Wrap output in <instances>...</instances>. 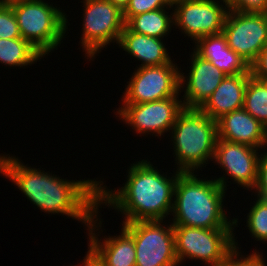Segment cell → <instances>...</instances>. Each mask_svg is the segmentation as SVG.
<instances>
[{
	"mask_svg": "<svg viewBox=\"0 0 267 266\" xmlns=\"http://www.w3.org/2000/svg\"><path fill=\"white\" fill-rule=\"evenodd\" d=\"M262 151L264 152L260 153L257 182L252 191L256 197L267 199V150Z\"/></svg>",
	"mask_w": 267,
	"mask_h": 266,
	"instance_id": "obj_28",
	"label": "cell"
},
{
	"mask_svg": "<svg viewBox=\"0 0 267 266\" xmlns=\"http://www.w3.org/2000/svg\"><path fill=\"white\" fill-rule=\"evenodd\" d=\"M194 173L181 172L178 175L171 213L172 225L235 229L238 226V218L229 219L223 200L229 182L227 180L230 178L224 174L214 180L207 177L202 179L197 178L199 175Z\"/></svg>",
	"mask_w": 267,
	"mask_h": 266,
	"instance_id": "obj_3",
	"label": "cell"
},
{
	"mask_svg": "<svg viewBox=\"0 0 267 266\" xmlns=\"http://www.w3.org/2000/svg\"><path fill=\"white\" fill-rule=\"evenodd\" d=\"M47 2L22 0L10 5L16 16L21 37L43 56L58 49L70 25L67 24L68 16L65 11Z\"/></svg>",
	"mask_w": 267,
	"mask_h": 266,
	"instance_id": "obj_5",
	"label": "cell"
},
{
	"mask_svg": "<svg viewBox=\"0 0 267 266\" xmlns=\"http://www.w3.org/2000/svg\"><path fill=\"white\" fill-rule=\"evenodd\" d=\"M239 242H236L234 235V251L219 266H266L263 255L259 250H254L250 255H242L239 250ZM240 251V252H239Z\"/></svg>",
	"mask_w": 267,
	"mask_h": 266,
	"instance_id": "obj_24",
	"label": "cell"
},
{
	"mask_svg": "<svg viewBox=\"0 0 267 266\" xmlns=\"http://www.w3.org/2000/svg\"><path fill=\"white\" fill-rule=\"evenodd\" d=\"M193 44V51L201 58L210 61L226 75L251 73L250 66L228 45L223 33L204 36Z\"/></svg>",
	"mask_w": 267,
	"mask_h": 266,
	"instance_id": "obj_18",
	"label": "cell"
},
{
	"mask_svg": "<svg viewBox=\"0 0 267 266\" xmlns=\"http://www.w3.org/2000/svg\"><path fill=\"white\" fill-rule=\"evenodd\" d=\"M175 64L135 68L125 85L122 104H142L179 96L181 66Z\"/></svg>",
	"mask_w": 267,
	"mask_h": 266,
	"instance_id": "obj_9",
	"label": "cell"
},
{
	"mask_svg": "<svg viewBox=\"0 0 267 266\" xmlns=\"http://www.w3.org/2000/svg\"><path fill=\"white\" fill-rule=\"evenodd\" d=\"M189 57L191 59V66H188L190 70H187L189 72L185 76L180 71V92L184 91L181 97L182 104L186 108L200 109L227 75L194 51Z\"/></svg>",
	"mask_w": 267,
	"mask_h": 266,
	"instance_id": "obj_14",
	"label": "cell"
},
{
	"mask_svg": "<svg viewBox=\"0 0 267 266\" xmlns=\"http://www.w3.org/2000/svg\"><path fill=\"white\" fill-rule=\"evenodd\" d=\"M168 1V3L170 4V5H174V4H176V3H178V2H181V1H184V0H167Z\"/></svg>",
	"mask_w": 267,
	"mask_h": 266,
	"instance_id": "obj_34",
	"label": "cell"
},
{
	"mask_svg": "<svg viewBox=\"0 0 267 266\" xmlns=\"http://www.w3.org/2000/svg\"><path fill=\"white\" fill-rule=\"evenodd\" d=\"M222 33L227 45L251 66L267 44V13L229 10Z\"/></svg>",
	"mask_w": 267,
	"mask_h": 266,
	"instance_id": "obj_12",
	"label": "cell"
},
{
	"mask_svg": "<svg viewBox=\"0 0 267 266\" xmlns=\"http://www.w3.org/2000/svg\"><path fill=\"white\" fill-rule=\"evenodd\" d=\"M171 9L173 10L172 5L137 14L132 16L125 25L135 33L164 39L171 32V27L174 28L173 11L169 15Z\"/></svg>",
	"mask_w": 267,
	"mask_h": 266,
	"instance_id": "obj_20",
	"label": "cell"
},
{
	"mask_svg": "<svg viewBox=\"0 0 267 266\" xmlns=\"http://www.w3.org/2000/svg\"><path fill=\"white\" fill-rule=\"evenodd\" d=\"M44 56L23 38L0 39V63L9 67H23L40 61Z\"/></svg>",
	"mask_w": 267,
	"mask_h": 266,
	"instance_id": "obj_21",
	"label": "cell"
},
{
	"mask_svg": "<svg viewBox=\"0 0 267 266\" xmlns=\"http://www.w3.org/2000/svg\"><path fill=\"white\" fill-rule=\"evenodd\" d=\"M85 257H83V262L81 265L74 266H105L104 263L99 259V257L88 247ZM73 266V265H71Z\"/></svg>",
	"mask_w": 267,
	"mask_h": 266,
	"instance_id": "obj_30",
	"label": "cell"
},
{
	"mask_svg": "<svg viewBox=\"0 0 267 266\" xmlns=\"http://www.w3.org/2000/svg\"><path fill=\"white\" fill-rule=\"evenodd\" d=\"M256 78L267 90V76H253Z\"/></svg>",
	"mask_w": 267,
	"mask_h": 266,
	"instance_id": "obj_32",
	"label": "cell"
},
{
	"mask_svg": "<svg viewBox=\"0 0 267 266\" xmlns=\"http://www.w3.org/2000/svg\"><path fill=\"white\" fill-rule=\"evenodd\" d=\"M255 200L247 214L246 226L251 237L267 243V199L257 197Z\"/></svg>",
	"mask_w": 267,
	"mask_h": 266,
	"instance_id": "obj_23",
	"label": "cell"
},
{
	"mask_svg": "<svg viewBox=\"0 0 267 266\" xmlns=\"http://www.w3.org/2000/svg\"><path fill=\"white\" fill-rule=\"evenodd\" d=\"M175 254L179 265L198 260L208 266H219L234 249V228L204 229L173 225Z\"/></svg>",
	"mask_w": 267,
	"mask_h": 266,
	"instance_id": "obj_6",
	"label": "cell"
},
{
	"mask_svg": "<svg viewBox=\"0 0 267 266\" xmlns=\"http://www.w3.org/2000/svg\"><path fill=\"white\" fill-rule=\"evenodd\" d=\"M252 76H267V44L260 51L256 61L250 66Z\"/></svg>",
	"mask_w": 267,
	"mask_h": 266,
	"instance_id": "obj_29",
	"label": "cell"
},
{
	"mask_svg": "<svg viewBox=\"0 0 267 266\" xmlns=\"http://www.w3.org/2000/svg\"><path fill=\"white\" fill-rule=\"evenodd\" d=\"M243 108L267 128V90L253 76L248 79Z\"/></svg>",
	"mask_w": 267,
	"mask_h": 266,
	"instance_id": "obj_22",
	"label": "cell"
},
{
	"mask_svg": "<svg viewBox=\"0 0 267 266\" xmlns=\"http://www.w3.org/2000/svg\"><path fill=\"white\" fill-rule=\"evenodd\" d=\"M170 6L167 0H129L128 5L123 10V18L126 23L137 14Z\"/></svg>",
	"mask_w": 267,
	"mask_h": 266,
	"instance_id": "obj_26",
	"label": "cell"
},
{
	"mask_svg": "<svg viewBox=\"0 0 267 266\" xmlns=\"http://www.w3.org/2000/svg\"><path fill=\"white\" fill-rule=\"evenodd\" d=\"M22 0H0V5H11Z\"/></svg>",
	"mask_w": 267,
	"mask_h": 266,
	"instance_id": "obj_33",
	"label": "cell"
},
{
	"mask_svg": "<svg viewBox=\"0 0 267 266\" xmlns=\"http://www.w3.org/2000/svg\"><path fill=\"white\" fill-rule=\"evenodd\" d=\"M8 155L0 154V174L9 178L33 205L44 213L62 214L89 227L93 214L99 210V181L60 179Z\"/></svg>",
	"mask_w": 267,
	"mask_h": 266,
	"instance_id": "obj_1",
	"label": "cell"
},
{
	"mask_svg": "<svg viewBox=\"0 0 267 266\" xmlns=\"http://www.w3.org/2000/svg\"><path fill=\"white\" fill-rule=\"evenodd\" d=\"M83 24L80 37L85 58L94 61L110 43L118 44L125 27L123 11L108 0H83ZM98 53V54H97Z\"/></svg>",
	"mask_w": 267,
	"mask_h": 266,
	"instance_id": "obj_7",
	"label": "cell"
},
{
	"mask_svg": "<svg viewBox=\"0 0 267 266\" xmlns=\"http://www.w3.org/2000/svg\"><path fill=\"white\" fill-rule=\"evenodd\" d=\"M163 40L135 33L125 25L117 45L132 58L141 61L137 68L161 66L174 62L169 56Z\"/></svg>",
	"mask_w": 267,
	"mask_h": 266,
	"instance_id": "obj_19",
	"label": "cell"
},
{
	"mask_svg": "<svg viewBox=\"0 0 267 266\" xmlns=\"http://www.w3.org/2000/svg\"><path fill=\"white\" fill-rule=\"evenodd\" d=\"M260 151L245 144L217 139L212 161L225 171L234 184L252 192L258 177Z\"/></svg>",
	"mask_w": 267,
	"mask_h": 266,
	"instance_id": "obj_13",
	"label": "cell"
},
{
	"mask_svg": "<svg viewBox=\"0 0 267 266\" xmlns=\"http://www.w3.org/2000/svg\"><path fill=\"white\" fill-rule=\"evenodd\" d=\"M170 131L178 171L196 173L213 160L217 122L201 109L184 107Z\"/></svg>",
	"mask_w": 267,
	"mask_h": 266,
	"instance_id": "obj_4",
	"label": "cell"
},
{
	"mask_svg": "<svg viewBox=\"0 0 267 266\" xmlns=\"http://www.w3.org/2000/svg\"><path fill=\"white\" fill-rule=\"evenodd\" d=\"M130 166L125 184L117 190L110 191L98 180L99 208L104 204L114 208L124 216L122 223L166 220L173 210L175 185L181 171L175 170L172 177H168L167 172H160L147 159Z\"/></svg>",
	"mask_w": 267,
	"mask_h": 266,
	"instance_id": "obj_2",
	"label": "cell"
},
{
	"mask_svg": "<svg viewBox=\"0 0 267 266\" xmlns=\"http://www.w3.org/2000/svg\"><path fill=\"white\" fill-rule=\"evenodd\" d=\"M219 1L184 0L174 4L175 29L181 30L193 42L204 36L222 33L229 7L227 0Z\"/></svg>",
	"mask_w": 267,
	"mask_h": 266,
	"instance_id": "obj_10",
	"label": "cell"
},
{
	"mask_svg": "<svg viewBox=\"0 0 267 266\" xmlns=\"http://www.w3.org/2000/svg\"><path fill=\"white\" fill-rule=\"evenodd\" d=\"M99 213L97 210L93 214L90 225L86 228L89 236L88 247L99 257L105 266H136L134 240L123 227L118 236L117 234L116 236H104L103 240L98 238L101 236L99 230L102 228L103 222L101 221L103 219L98 215Z\"/></svg>",
	"mask_w": 267,
	"mask_h": 266,
	"instance_id": "obj_15",
	"label": "cell"
},
{
	"mask_svg": "<svg viewBox=\"0 0 267 266\" xmlns=\"http://www.w3.org/2000/svg\"><path fill=\"white\" fill-rule=\"evenodd\" d=\"M22 38L10 5H0V39Z\"/></svg>",
	"mask_w": 267,
	"mask_h": 266,
	"instance_id": "obj_25",
	"label": "cell"
},
{
	"mask_svg": "<svg viewBox=\"0 0 267 266\" xmlns=\"http://www.w3.org/2000/svg\"><path fill=\"white\" fill-rule=\"evenodd\" d=\"M217 139H224L254 148L267 146V128L244 108L232 111L217 121Z\"/></svg>",
	"mask_w": 267,
	"mask_h": 266,
	"instance_id": "obj_16",
	"label": "cell"
},
{
	"mask_svg": "<svg viewBox=\"0 0 267 266\" xmlns=\"http://www.w3.org/2000/svg\"><path fill=\"white\" fill-rule=\"evenodd\" d=\"M180 96H173L167 99L142 103V104H121L116 117L129 125L136 134L142 136L162 137L170 132L175 123L177 115L184 108Z\"/></svg>",
	"mask_w": 267,
	"mask_h": 266,
	"instance_id": "obj_11",
	"label": "cell"
},
{
	"mask_svg": "<svg viewBox=\"0 0 267 266\" xmlns=\"http://www.w3.org/2000/svg\"><path fill=\"white\" fill-rule=\"evenodd\" d=\"M110 1L113 5L118 6L122 11L126 8V6L129 3V0H108Z\"/></svg>",
	"mask_w": 267,
	"mask_h": 266,
	"instance_id": "obj_31",
	"label": "cell"
},
{
	"mask_svg": "<svg viewBox=\"0 0 267 266\" xmlns=\"http://www.w3.org/2000/svg\"><path fill=\"white\" fill-rule=\"evenodd\" d=\"M229 10L244 13H267V0H227Z\"/></svg>",
	"mask_w": 267,
	"mask_h": 266,
	"instance_id": "obj_27",
	"label": "cell"
},
{
	"mask_svg": "<svg viewBox=\"0 0 267 266\" xmlns=\"http://www.w3.org/2000/svg\"><path fill=\"white\" fill-rule=\"evenodd\" d=\"M251 76V73L227 75L200 109L217 121L222 116L243 108L245 89Z\"/></svg>",
	"mask_w": 267,
	"mask_h": 266,
	"instance_id": "obj_17",
	"label": "cell"
},
{
	"mask_svg": "<svg viewBox=\"0 0 267 266\" xmlns=\"http://www.w3.org/2000/svg\"><path fill=\"white\" fill-rule=\"evenodd\" d=\"M165 224V220L121 224V227L133 237L136 266H179L175 254L173 225L169 221Z\"/></svg>",
	"mask_w": 267,
	"mask_h": 266,
	"instance_id": "obj_8",
	"label": "cell"
}]
</instances>
